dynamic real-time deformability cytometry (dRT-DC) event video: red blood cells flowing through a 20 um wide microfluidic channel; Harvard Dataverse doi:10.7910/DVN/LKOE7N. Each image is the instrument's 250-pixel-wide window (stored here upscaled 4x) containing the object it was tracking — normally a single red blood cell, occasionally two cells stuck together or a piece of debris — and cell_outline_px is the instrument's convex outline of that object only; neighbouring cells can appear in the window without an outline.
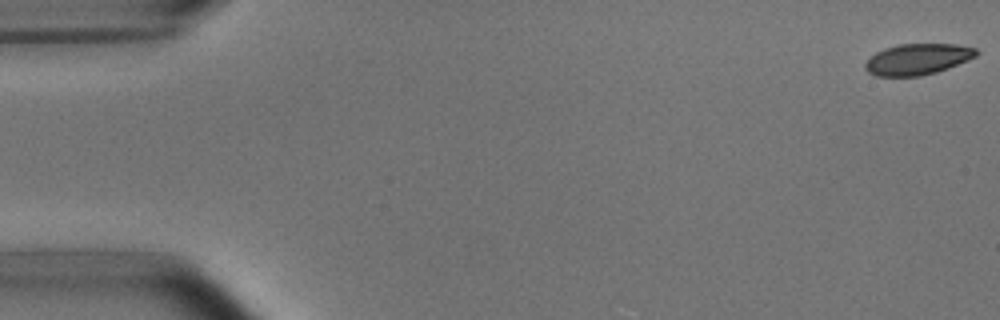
{"species": "common noctule bat (a hibernating species)", "species_latin": "Nyctalus noctula", "temperature_condition": "room temperature", "stored_images_in_passage": 53, "camera_frame_rate_fps": 3000, "um_per_image_px": 0.085, "animal": {"sex": "male", "body_mass_g": 15.6}, "frame": {"image": 1, "passage_image": 1, "time_ms": 0.0, "image_size_px": [1000, 320], "cell_outline_px": [[980, 52], [976, 56], [968, 60], [948, 68], [936, 72], [920, 76], [876, 76], [868, 72], [864, 68], [864, 64], [876, 52], [884, 48], [900, 44], [956, 44], [976, 48]], "centroid_in_image_um": [78.01, 5.03], "position_along_channel_um": 7.0, "area_um2": 20.11}}
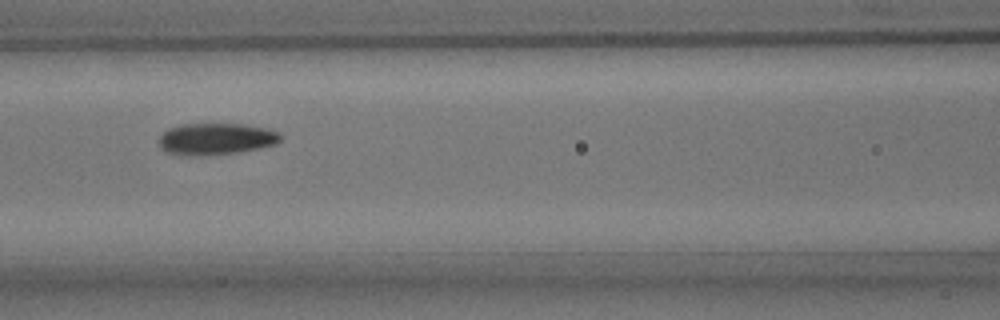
{"frame": {"image": 2, "passage_image": 23, "time_ms": 7.333, "image_size_px": [1000, 320], "cell_outline_px": [[284, 136], [276, 144], [260, 148], [236, 152], [168, 152], [160, 144], [160, 136], [168, 128], [180, 124], [244, 124], [268, 128], [280, 132]], "centroid_in_image_um": [18.5, 11.73], "position_along_channel_um": 148.1, "area_um2": 21.33}}
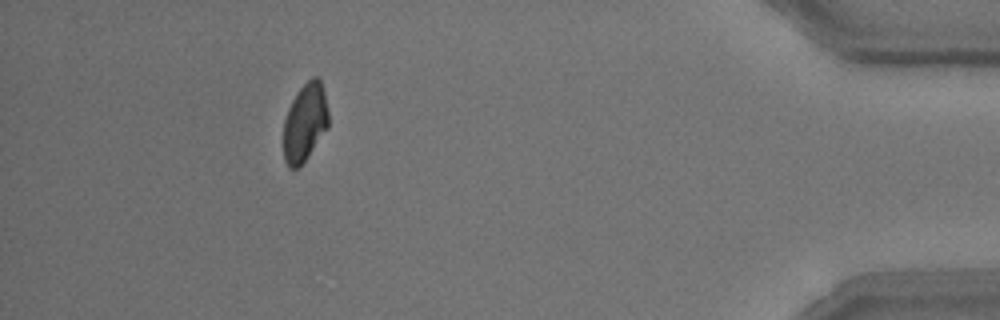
{"frame": {"image": 3, "passage_image": 48, "time_ms": 15.667, "image_size_px": [1000, 320], "cell_outline_px": [[328, 128], [304, 160], [296, 168], [288, 168], [284, 160], [284, 120], [288, 108], [296, 92], [312, 76], [316, 76], [320, 80], [324, 92], [328, 112]], "centroid_in_image_um": [25.91, 10.38], "position_along_channel_um": 409.3, "area_um2": 20.23}, "authors_computed_cell_mechanics": {"area_um2": 21.6172, "velocity_mm_per_s": 3.8072, "shape_relaxation_time_tau1_ms": 3.344, "shape_relaxation_time_tau2_ms": 1.6372, "deformation_change_tau1": 0.1161, "deformation_change_tau2": 0.0477}}